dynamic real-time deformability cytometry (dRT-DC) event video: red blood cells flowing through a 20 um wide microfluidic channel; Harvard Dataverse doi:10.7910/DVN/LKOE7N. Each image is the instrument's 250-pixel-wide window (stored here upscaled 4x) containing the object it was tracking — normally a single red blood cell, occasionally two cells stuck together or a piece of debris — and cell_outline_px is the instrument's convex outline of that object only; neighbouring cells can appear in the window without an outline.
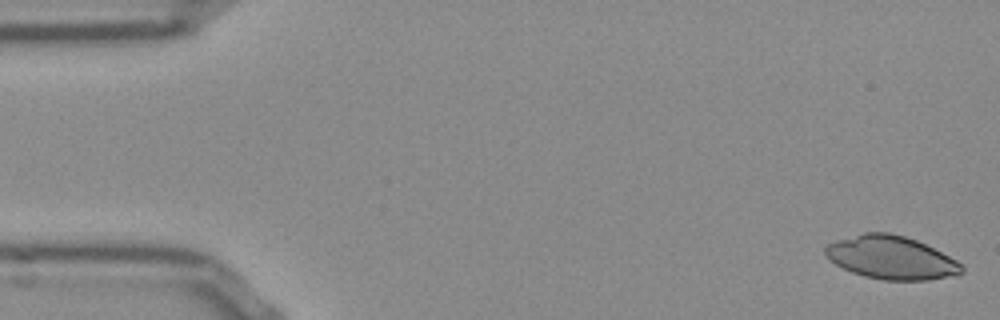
{"species": "Egyptian fruit bat (a non-hibernating species)", "species_latin": "Rousettus aegyptiacus", "temperature_condition": "room temperature", "stored_images_in_passage": 52, "camera_frame_rate_fps": 3000, "um_per_image_px": 0.085, "frame": {"image": 1, "passage_image": 1, "time_ms": 0.0, "image_size_px": [1000, 320], "cell_outline_px": [[964, 272], [956, 276], [928, 280], [884, 280], [864, 276], [852, 272], [836, 264], [824, 252], [824, 248], [828, 244], [836, 240], [864, 232], [888, 232], [904, 236], [916, 240], [956, 260], [964, 268]], "centroid_in_image_um": [75.76, 21.9], "position_along_channel_um": 9.2, "area_um2": 34.1}}
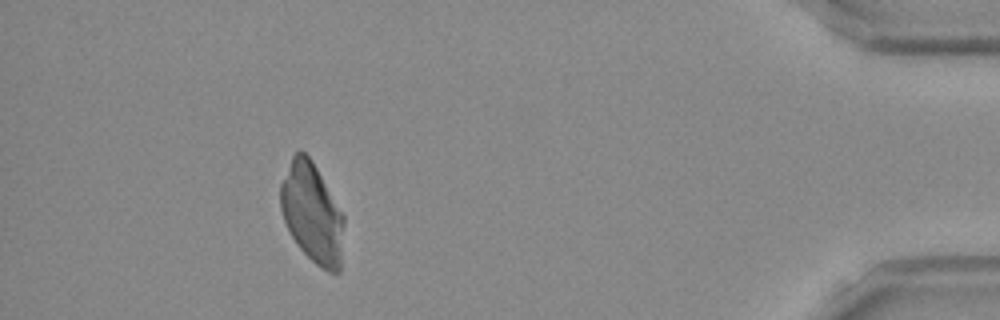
{"frame": {"image": 2, "passage_image": 47, "time_ms": 15.333, "image_size_px": [1000, 320], "cell_outline_px": [[344, 224], [340, 272], [328, 272], [320, 268], [296, 244], [284, 220], [280, 208], [280, 184], [292, 156], [300, 148], [312, 160], [344, 216]], "centroid_in_image_um": [26.52, 18.11], "position_along_channel_um": 408.7, "area_um2": 36.7}}